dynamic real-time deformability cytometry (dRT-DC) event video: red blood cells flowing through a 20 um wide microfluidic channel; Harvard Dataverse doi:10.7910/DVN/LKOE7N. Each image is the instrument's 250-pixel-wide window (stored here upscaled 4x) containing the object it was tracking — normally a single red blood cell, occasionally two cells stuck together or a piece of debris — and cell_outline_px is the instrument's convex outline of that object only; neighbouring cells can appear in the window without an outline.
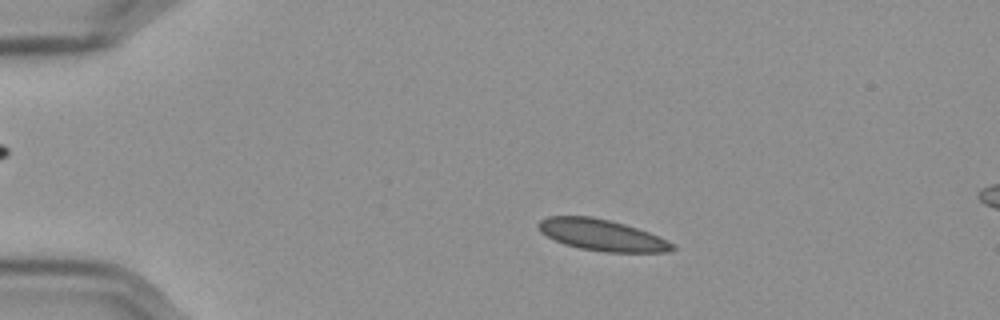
{"species": "Egyptian fruit bat (a non-hibernating species)", "species_latin": "Rousettus aegyptiacus", "temperature_condition": "cold", "stored_images_in_passage": 53, "camera_frame_rate_fps": 3000, "um_per_image_px": 0.085, "frame": {"image": 1, "passage_image": 7, "time_ms": 2.0, "image_size_px": [1000, 320], "cell_outline_px": [[676, 248], [664, 252], [604, 252], [580, 248], [564, 244], [540, 232], [536, 224], [540, 220], [548, 216], [592, 216], [624, 224], [648, 232], [672, 244]], "centroid_in_image_um": [51.09, 19.97], "position_along_channel_um": 33.9, "area_um2": 24.1}}
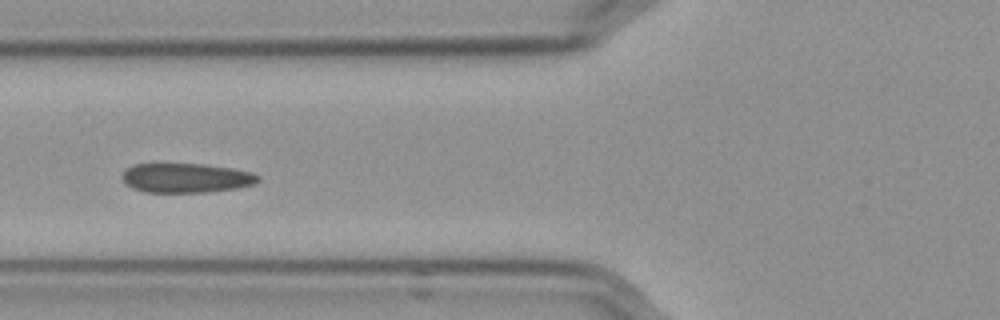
{"frame": {"image": 2, "passage_image": 18, "time_ms": 5.667, "image_size_px": [1000, 320], "cell_outline_px": [[260, 180], [252, 184], [236, 188], [208, 192], [144, 192], [132, 188], [124, 184], [120, 176], [132, 164], [204, 164], [232, 168], [252, 172], [260, 176]], "centroid_in_image_um": [15.79, 15.12], "position_along_channel_um": 110.0, "area_um2": 23.41}}
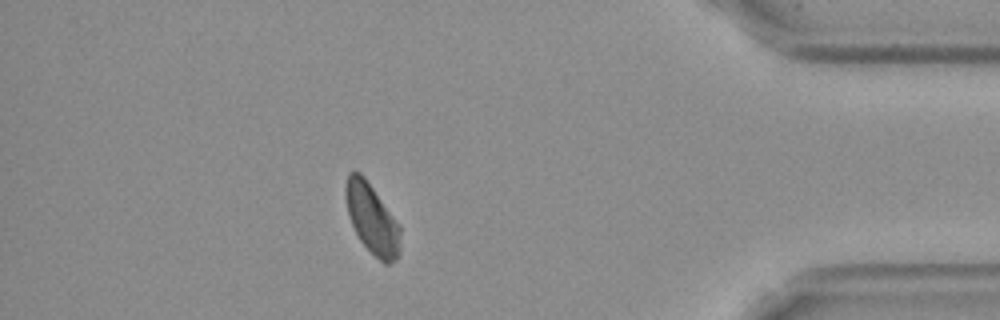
{"frame": {"image": 3, "passage_image": 46, "time_ms": 15.0, "image_size_px": [1000, 320], "cell_outline_px": [[400, 252], [396, 260], [388, 264], [384, 264], [360, 240], [352, 224], [348, 212], [344, 196], [344, 188], [348, 172], [360, 172], [364, 176], [400, 224]], "centroid_in_image_um": [31.62, 18.58], "position_along_channel_um": 403.6, "area_um2": 22.31}, "authors_computed_cell_mechanics": {"area_um2": 23.5824, "velocity_mm_per_s": 3.5414, "shape_relaxation_time_tau1_ms": 5.3833, "shape_relaxation_time_tau2_ms": 1.7976, "deformation_change_tau1": 0.0909, "deformation_change_tau2": 0.0605}}